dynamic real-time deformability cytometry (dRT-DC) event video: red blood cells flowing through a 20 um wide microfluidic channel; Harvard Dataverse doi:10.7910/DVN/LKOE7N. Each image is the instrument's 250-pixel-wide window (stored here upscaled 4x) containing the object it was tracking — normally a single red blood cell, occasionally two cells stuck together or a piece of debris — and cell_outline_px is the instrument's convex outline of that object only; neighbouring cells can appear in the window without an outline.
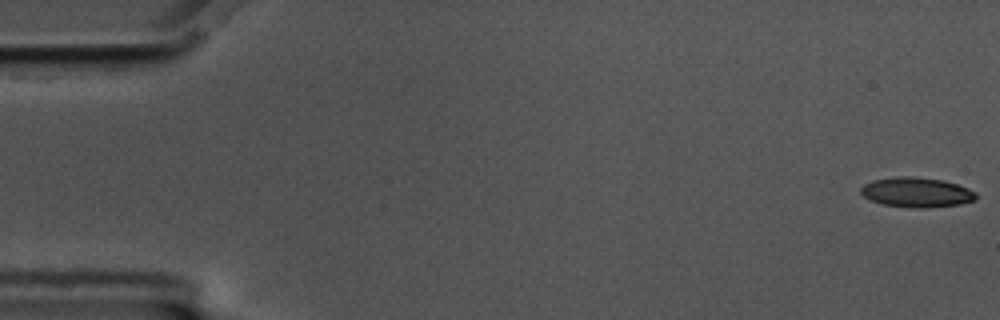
{"species": "common noctule bat (a hibernating species)", "species_latin": "Nyctalus noctula", "temperature_condition": "cold", "stored_images_in_passage": 58, "camera_frame_rate_fps": 3000, "um_per_image_px": 0.085, "animal": {"sex": "male", "body_mass_g": 17.5, "forearm_length_mm": 52.3}, "frame": {"image": 1, "passage_image": 1, "time_ms": 0.0, "image_size_px": [1000, 320], "cell_outline_px": [[976, 200], [960, 204], [924, 208], [884, 204], [868, 200], [860, 192], [860, 188], [864, 184], [872, 180], [900, 176], [912, 176], [944, 180], [968, 188], [976, 192]], "centroid_in_image_um": [77.91, 16.33], "position_along_channel_um": 7.1, "area_um2": 19.94}}
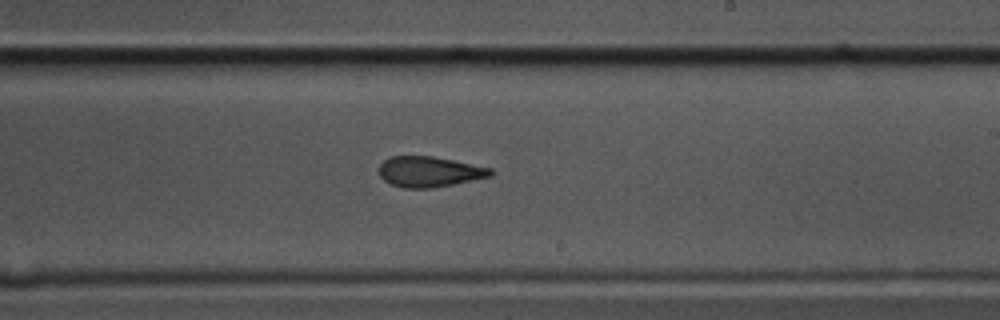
{"frame": {"image": 2, "passage_image": 34, "time_ms": 11.0, "image_size_px": [1000, 320], "cell_outline_px": [[492, 176], [432, 188], [404, 188], [392, 184], [384, 180], [380, 176], [380, 164], [384, 160], [392, 156], [432, 156], [492, 168]], "centroid_in_image_um": [36.48, 14.59], "position_along_channel_um": 252.5, "area_um2": 19.59}}
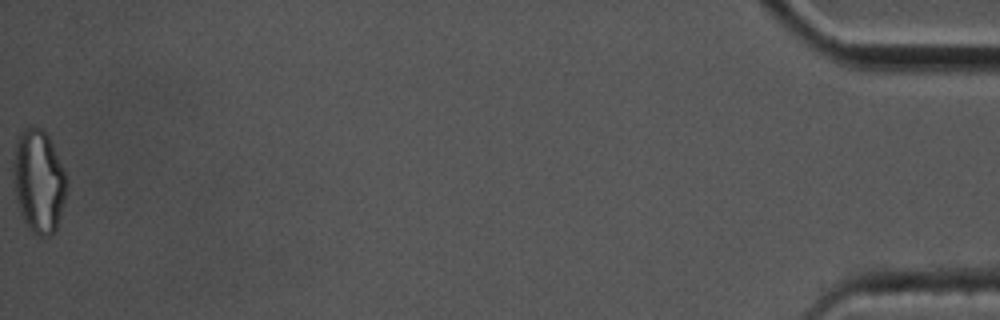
{"frame": {"image": 3, "passage_image": 58, "time_ms": 19.0, "image_size_px": [1000, 320], "cell_outline_px": [[68, 188], [56, 232], [48, 236], [40, 236], [24, 220], [20, 212], [16, 200], [12, 172], [12, 164], [16, 144], [20, 132], [28, 124], [32, 124], [40, 128], [48, 136], [64, 168], [68, 180]], "centroid_in_image_um": [3.3, 15.36], "position_along_channel_um": 431.9, "area_um2": 32.37}, "authors_computed_cell_mechanics": {"area_um2": 20.5768, "velocity_mm_per_s": 3.5018, "shape_relaxation_time_tau1_ms": 4.5997, "shape_relaxation_time_tau2_ms": 2.6794, "deformation_change_tau1": 0.1535, "deformation_change_tau2": 0.1139}}